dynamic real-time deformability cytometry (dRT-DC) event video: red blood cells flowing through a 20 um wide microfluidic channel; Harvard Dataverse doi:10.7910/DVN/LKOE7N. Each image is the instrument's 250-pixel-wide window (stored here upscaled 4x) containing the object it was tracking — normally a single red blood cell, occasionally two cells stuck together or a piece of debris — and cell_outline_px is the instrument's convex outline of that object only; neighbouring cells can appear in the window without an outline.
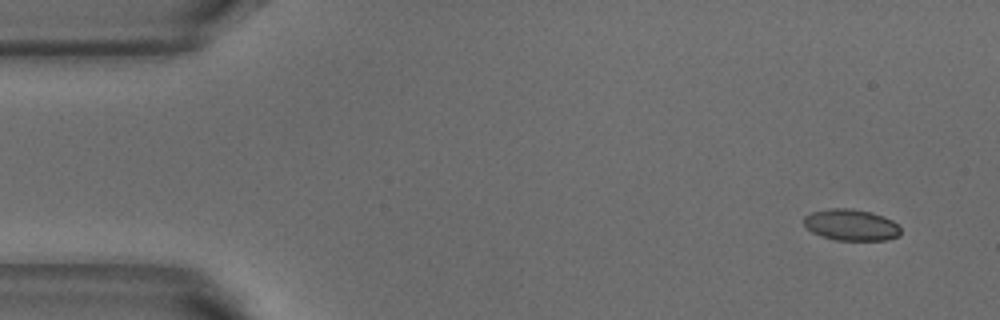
{"species": "common noctule bat (a hibernating species)", "species_latin": "Nyctalus noctula", "temperature_condition": "warm", "stored_images_in_passage": 4, "camera_frame_rate_fps": 3000, "um_per_image_px": 0.085, "animal": {"sex": "male", "body_mass_g": 18.8}, "frame": {"image": 1, "passage_image": 1, "time_ms": 0.0, "image_size_px": [1000, 320], "cell_outline_px": [[900, 236], [888, 240], [836, 240], [812, 232], [804, 224], [804, 216], [812, 212], [828, 208], [852, 208], [872, 212], [884, 216], [892, 220], [900, 228]], "centroid_in_image_um": [72.37, 19.11], "position_along_channel_um": 12.6, "area_um2": 17.74}}